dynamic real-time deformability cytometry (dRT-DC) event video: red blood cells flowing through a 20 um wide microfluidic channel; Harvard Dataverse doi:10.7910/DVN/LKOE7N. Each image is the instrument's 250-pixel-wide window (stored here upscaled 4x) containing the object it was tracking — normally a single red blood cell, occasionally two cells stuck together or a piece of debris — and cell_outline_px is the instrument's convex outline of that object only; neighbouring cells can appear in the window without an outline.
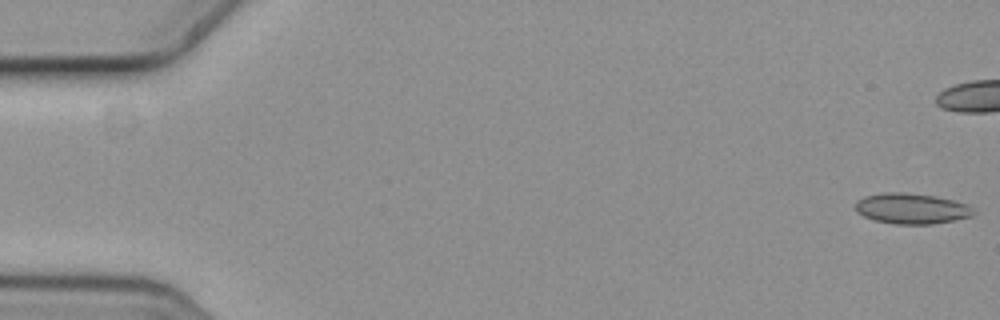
{"species": "common noctule bat (a hibernating species)", "species_latin": "Nyctalus noctula", "temperature_condition": "cold", "stored_images_in_passage": 6, "camera_frame_rate_fps": 3000, "um_per_image_px": 0.085, "animal": {"sex": "female", "body_mass_g": 19.3, "forearm_length_mm": 54.1}, "frame": {"image": 1, "passage_image": 1, "time_ms": 0.0, "image_size_px": [1000, 320], "cell_outline_px": [[976, 212], [972, 216], [956, 220], [932, 224], [896, 224], [876, 220], [864, 216], [856, 212], [856, 200], [864, 196], [888, 192], [904, 192], [936, 196], [968, 204]], "centroid_in_image_um": [77.5, 17.72], "position_along_channel_um": 7.5, "area_um2": 21.1}}